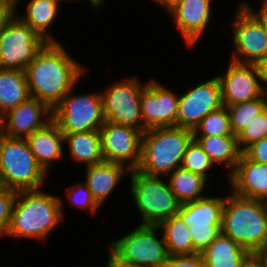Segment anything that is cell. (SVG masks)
Wrapping results in <instances>:
<instances>
[{"label": "cell", "instance_id": "14", "mask_svg": "<svg viewBox=\"0 0 267 267\" xmlns=\"http://www.w3.org/2000/svg\"><path fill=\"white\" fill-rule=\"evenodd\" d=\"M221 106V85L215 75L179 95L176 126L194 130L206 115Z\"/></svg>", "mask_w": 267, "mask_h": 267}, {"label": "cell", "instance_id": "29", "mask_svg": "<svg viewBox=\"0 0 267 267\" xmlns=\"http://www.w3.org/2000/svg\"><path fill=\"white\" fill-rule=\"evenodd\" d=\"M226 108L229 114L232 132L237 136L255 116L267 109V105L263 94L256 99L226 106Z\"/></svg>", "mask_w": 267, "mask_h": 267}, {"label": "cell", "instance_id": "34", "mask_svg": "<svg viewBox=\"0 0 267 267\" xmlns=\"http://www.w3.org/2000/svg\"><path fill=\"white\" fill-rule=\"evenodd\" d=\"M16 197V191L0 186V237H6Z\"/></svg>", "mask_w": 267, "mask_h": 267}, {"label": "cell", "instance_id": "16", "mask_svg": "<svg viewBox=\"0 0 267 267\" xmlns=\"http://www.w3.org/2000/svg\"><path fill=\"white\" fill-rule=\"evenodd\" d=\"M223 106L256 99L264 94L255 64L229 61L228 68L218 76Z\"/></svg>", "mask_w": 267, "mask_h": 267}, {"label": "cell", "instance_id": "10", "mask_svg": "<svg viewBox=\"0 0 267 267\" xmlns=\"http://www.w3.org/2000/svg\"><path fill=\"white\" fill-rule=\"evenodd\" d=\"M225 196H204L183 203L178 215L189 228L194 249L201 253L221 233Z\"/></svg>", "mask_w": 267, "mask_h": 267}, {"label": "cell", "instance_id": "7", "mask_svg": "<svg viewBox=\"0 0 267 267\" xmlns=\"http://www.w3.org/2000/svg\"><path fill=\"white\" fill-rule=\"evenodd\" d=\"M158 225L139 224L131 232L109 244L110 252L119 262L135 267H165L168 252L163 235L157 237Z\"/></svg>", "mask_w": 267, "mask_h": 267}, {"label": "cell", "instance_id": "40", "mask_svg": "<svg viewBox=\"0 0 267 267\" xmlns=\"http://www.w3.org/2000/svg\"><path fill=\"white\" fill-rule=\"evenodd\" d=\"M12 13L13 10L11 8L0 4V30L2 25L10 17Z\"/></svg>", "mask_w": 267, "mask_h": 267}, {"label": "cell", "instance_id": "12", "mask_svg": "<svg viewBox=\"0 0 267 267\" xmlns=\"http://www.w3.org/2000/svg\"><path fill=\"white\" fill-rule=\"evenodd\" d=\"M241 3V4H240ZM239 2L231 22L233 56L231 61L256 64L267 57V33L256 18Z\"/></svg>", "mask_w": 267, "mask_h": 267}, {"label": "cell", "instance_id": "19", "mask_svg": "<svg viewBox=\"0 0 267 267\" xmlns=\"http://www.w3.org/2000/svg\"><path fill=\"white\" fill-rule=\"evenodd\" d=\"M227 177L233 194L247 199L267 200V164L254 162L241 153L235 169Z\"/></svg>", "mask_w": 267, "mask_h": 267}, {"label": "cell", "instance_id": "44", "mask_svg": "<svg viewBox=\"0 0 267 267\" xmlns=\"http://www.w3.org/2000/svg\"><path fill=\"white\" fill-rule=\"evenodd\" d=\"M254 256L260 261L262 267H267V249L255 253Z\"/></svg>", "mask_w": 267, "mask_h": 267}, {"label": "cell", "instance_id": "33", "mask_svg": "<svg viewBox=\"0 0 267 267\" xmlns=\"http://www.w3.org/2000/svg\"><path fill=\"white\" fill-rule=\"evenodd\" d=\"M67 188V202L76 209H87V212L93 215L100 210L101 207L94 200L92 193L84 180L82 182H77L72 186L70 185V187Z\"/></svg>", "mask_w": 267, "mask_h": 267}, {"label": "cell", "instance_id": "5", "mask_svg": "<svg viewBox=\"0 0 267 267\" xmlns=\"http://www.w3.org/2000/svg\"><path fill=\"white\" fill-rule=\"evenodd\" d=\"M47 177L26 138H11L0 133L1 187L16 192L39 190L45 185Z\"/></svg>", "mask_w": 267, "mask_h": 267}, {"label": "cell", "instance_id": "45", "mask_svg": "<svg viewBox=\"0 0 267 267\" xmlns=\"http://www.w3.org/2000/svg\"><path fill=\"white\" fill-rule=\"evenodd\" d=\"M77 1H79V0H77ZM89 2L91 3L92 7L95 10H97V9L101 8L104 5L105 0H89Z\"/></svg>", "mask_w": 267, "mask_h": 267}, {"label": "cell", "instance_id": "46", "mask_svg": "<svg viewBox=\"0 0 267 267\" xmlns=\"http://www.w3.org/2000/svg\"><path fill=\"white\" fill-rule=\"evenodd\" d=\"M264 96H265L266 105H267V89H266V90H264Z\"/></svg>", "mask_w": 267, "mask_h": 267}, {"label": "cell", "instance_id": "38", "mask_svg": "<svg viewBox=\"0 0 267 267\" xmlns=\"http://www.w3.org/2000/svg\"><path fill=\"white\" fill-rule=\"evenodd\" d=\"M255 65L257 67L260 83L264 91L267 89V57L259 60Z\"/></svg>", "mask_w": 267, "mask_h": 267}, {"label": "cell", "instance_id": "27", "mask_svg": "<svg viewBox=\"0 0 267 267\" xmlns=\"http://www.w3.org/2000/svg\"><path fill=\"white\" fill-rule=\"evenodd\" d=\"M167 182L178 201L183 204L204 197L209 183L204 177L183 167L167 175Z\"/></svg>", "mask_w": 267, "mask_h": 267}, {"label": "cell", "instance_id": "25", "mask_svg": "<svg viewBox=\"0 0 267 267\" xmlns=\"http://www.w3.org/2000/svg\"><path fill=\"white\" fill-rule=\"evenodd\" d=\"M215 165H225L229 175L239 162L241 150L237 136H193Z\"/></svg>", "mask_w": 267, "mask_h": 267}, {"label": "cell", "instance_id": "17", "mask_svg": "<svg viewBox=\"0 0 267 267\" xmlns=\"http://www.w3.org/2000/svg\"><path fill=\"white\" fill-rule=\"evenodd\" d=\"M52 120V110L30 97L0 117V133L11 138H27Z\"/></svg>", "mask_w": 267, "mask_h": 267}, {"label": "cell", "instance_id": "37", "mask_svg": "<svg viewBox=\"0 0 267 267\" xmlns=\"http://www.w3.org/2000/svg\"><path fill=\"white\" fill-rule=\"evenodd\" d=\"M242 5L256 18L267 33V0H262L259 10H255L249 3L242 1Z\"/></svg>", "mask_w": 267, "mask_h": 267}, {"label": "cell", "instance_id": "48", "mask_svg": "<svg viewBox=\"0 0 267 267\" xmlns=\"http://www.w3.org/2000/svg\"><path fill=\"white\" fill-rule=\"evenodd\" d=\"M265 207H266V210H267V200L265 201Z\"/></svg>", "mask_w": 267, "mask_h": 267}, {"label": "cell", "instance_id": "31", "mask_svg": "<svg viewBox=\"0 0 267 267\" xmlns=\"http://www.w3.org/2000/svg\"><path fill=\"white\" fill-rule=\"evenodd\" d=\"M181 167L204 177L209 181V172L215 167L209 156L196 140H192L183 156Z\"/></svg>", "mask_w": 267, "mask_h": 267}, {"label": "cell", "instance_id": "20", "mask_svg": "<svg viewBox=\"0 0 267 267\" xmlns=\"http://www.w3.org/2000/svg\"><path fill=\"white\" fill-rule=\"evenodd\" d=\"M26 140L38 164L47 174L50 172L52 163L63 158L66 147L64 135L53 119L44 127L34 131Z\"/></svg>", "mask_w": 267, "mask_h": 267}, {"label": "cell", "instance_id": "21", "mask_svg": "<svg viewBox=\"0 0 267 267\" xmlns=\"http://www.w3.org/2000/svg\"><path fill=\"white\" fill-rule=\"evenodd\" d=\"M85 169L84 182L101 208L121 183L122 178L130 173V170L123 164L106 161L86 166Z\"/></svg>", "mask_w": 267, "mask_h": 267}, {"label": "cell", "instance_id": "8", "mask_svg": "<svg viewBox=\"0 0 267 267\" xmlns=\"http://www.w3.org/2000/svg\"><path fill=\"white\" fill-rule=\"evenodd\" d=\"M74 88L52 110V119L62 133L100 130L105 122L101 93L73 95Z\"/></svg>", "mask_w": 267, "mask_h": 267}, {"label": "cell", "instance_id": "26", "mask_svg": "<svg viewBox=\"0 0 267 267\" xmlns=\"http://www.w3.org/2000/svg\"><path fill=\"white\" fill-rule=\"evenodd\" d=\"M30 97L25 70L0 69V117Z\"/></svg>", "mask_w": 267, "mask_h": 267}, {"label": "cell", "instance_id": "11", "mask_svg": "<svg viewBox=\"0 0 267 267\" xmlns=\"http://www.w3.org/2000/svg\"><path fill=\"white\" fill-rule=\"evenodd\" d=\"M139 80L138 77L120 80L100 93L106 121L132 127L144 133L140 98L146 83L143 84Z\"/></svg>", "mask_w": 267, "mask_h": 267}, {"label": "cell", "instance_id": "32", "mask_svg": "<svg viewBox=\"0 0 267 267\" xmlns=\"http://www.w3.org/2000/svg\"><path fill=\"white\" fill-rule=\"evenodd\" d=\"M265 137H267V109L255 116L237 135V143L243 153L251 144Z\"/></svg>", "mask_w": 267, "mask_h": 267}, {"label": "cell", "instance_id": "39", "mask_svg": "<svg viewBox=\"0 0 267 267\" xmlns=\"http://www.w3.org/2000/svg\"><path fill=\"white\" fill-rule=\"evenodd\" d=\"M154 3H157L159 6H163L162 8L169 12L175 6H177L182 0H152Z\"/></svg>", "mask_w": 267, "mask_h": 267}, {"label": "cell", "instance_id": "3", "mask_svg": "<svg viewBox=\"0 0 267 267\" xmlns=\"http://www.w3.org/2000/svg\"><path fill=\"white\" fill-rule=\"evenodd\" d=\"M225 195L221 233L232 238L251 255L267 249L265 201Z\"/></svg>", "mask_w": 267, "mask_h": 267}, {"label": "cell", "instance_id": "36", "mask_svg": "<svg viewBox=\"0 0 267 267\" xmlns=\"http://www.w3.org/2000/svg\"><path fill=\"white\" fill-rule=\"evenodd\" d=\"M243 153L254 162L267 164V137L254 142Z\"/></svg>", "mask_w": 267, "mask_h": 267}, {"label": "cell", "instance_id": "28", "mask_svg": "<svg viewBox=\"0 0 267 267\" xmlns=\"http://www.w3.org/2000/svg\"><path fill=\"white\" fill-rule=\"evenodd\" d=\"M158 227L162 232L169 256L198 253L194 249L189 228L179 215L161 222Z\"/></svg>", "mask_w": 267, "mask_h": 267}, {"label": "cell", "instance_id": "2", "mask_svg": "<svg viewBox=\"0 0 267 267\" xmlns=\"http://www.w3.org/2000/svg\"><path fill=\"white\" fill-rule=\"evenodd\" d=\"M60 196L42 190L18 191L7 237L48 239L64 219Z\"/></svg>", "mask_w": 267, "mask_h": 267}, {"label": "cell", "instance_id": "47", "mask_svg": "<svg viewBox=\"0 0 267 267\" xmlns=\"http://www.w3.org/2000/svg\"><path fill=\"white\" fill-rule=\"evenodd\" d=\"M58 1H60V2H61V1L65 2V1H70V0H58ZM73 1H77V0H72V2H73Z\"/></svg>", "mask_w": 267, "mask_h": 267}, {"label": "cell", "instance_id": "1", "mask_svg": "<svg viewBox=\"0 0 267 267\" xmlns=\"http://www.w3.org/2000/svg\"><path fill=\"white\" fill-rule=\"evenodd\" d=\"M84 67L65 46L59 42H47L25 69L31 97L53 110L83 78L87 71Z\"/></svg>", "mask_w": 267, "mask_h": 267}, {"label": "cell", "instance_id": "18", "mask_svg": "<svg viewBox=\"0 0 267 267\" xmlns=\"http://www.w3.org/2000/svg\"><path fill=\"white\" fill-rule=\"evenodd\" d=\"M212 2L213 0H182L168 12L187 46L193 47L207 31L212 19Z\"/></svg>", "mask_w": 267, "mask_h": 267}, {"label": "cell", "instance_id": "9", "mask_svg": "<svg viewBox=\"0 0 267 267\" xmlns=\"http://www.w3.org/2000/svg\"><path fill=\"white\" fill-rule=\"evenodd\" d=\"M46 43L12 13L0 30V69L25 70Z\"/></svg>", "mask_w": 267, "mask_h": 267}, {"label": "cell", "instance_id": "24", "mask_svg": "<svg viewBox=\"0 0 267 267\" xmlns=\"http://www.w3.org/2000/svg\"><path fill=\"white\" fill-rule=\"evenodd\" d=\"M72 161L90 166L104 162L100 131L63 133Z\"/></svg>", "mask_w": 267, "mask_h": 267}, {"label": "cell", "instance_id": "4", "mask_svg": "<svg viewBox=\"0 0 267 267\" xmlns=\"http://www.w3.org/2000/svg\"><path fill=\"white\" fill-rule=\"evenodd\" d=\"M193 139V130L177 126L144 131L140 162L135 170L148 176L166 177L181 167Z\"/></svg>", "mask_w": 267, "mask_h": 267}, {"label": "cell", "instance_id": "15", "mask_svg": "<svg viewBox=\"0 0 267 267\" xmlns=\"http://www.w3.org/2000/svg\"><path fill=\"white\" fill-rule=\"evenodd\" d=\"M179 94L160 82L148 79L141 91L140 108L146 130L175 127L178 115Z\"/></svg>", "mask_w": 267, "mask_h": 267}, {"label": "cell", "instance_id": "43", "mask_svg": "<svg viewBox=\"0 0 267 267\" xmlns=\"http://www.w3.org/2000/svg\"><path fill=\"white\" fill-rule=\"evenodd\" d=\"M241 267H262V265L254 255H251Z\"/></svg>", "mask_w": 267, "mask_h": 267}, {"label": "cell", "instance_id": "42", "mask_svg": "<svg viewBox=\"0 0 267 267\" xmlns=\"http://www.w3.org/2000/svg\"><path fill=\"white\" fill-rule=\"evenodd\" d=\"M21 0H0V4L7 6L13 10V13H18V6Z\"/></svg>", "mask_w": 267, "mask_h": 267}, {"label": "cell", "instance_id": "30", "mask_svg": "<svg viewBox=\"0 0 267 267\" xmlns=\"http://www.w3.org/2000/svg\"><path fill=\"white\" fill-rule=\"evenodd\" d=\"M234 135L226 106L210 112L194 128L193 136Z\"/></svg>", "mask_w": 267, "mask_h": 267}, {"label": "cell", "instance_id": "6", "mask_svg": "<svg viewBox=\"0 0 267 267\" xmlns=\"http://www.w3.org/2000/svg\"><path fill=\"white\" fill-rule=\"evenodd\" d=\"M130 193L135 207L140 211L145 225H159L161 222L178 215L181 203L170 189L164 177L144 175L130 170Z\"/></svg>", "mask_w": 267, "mask_h": 267}, {"label": "cell", "instance_id": "22", "mask_svg": "<svg viewBox=\"0 0 267 267\" xmlns=\"http://www.w3.org/2000/svg\"><path fill=\"white\" fill-rule=\"evenodd\" d=\"M201 254L206 267H241L251 256L244 247L222 233Z\"/></svg>", "mask_w": 267, "mask_h": 267}, {"label": "cell", "instance_id": "13", "mask_svg": "<svg viewBox=\"0 0 267 267\" xmlns=\"http://www.w3.org/2000/svg\"><path fill=\"white\" fill-rule=\"evenodd\" d=\"M99 131L104 161L135 170L140 162L143 132L106 120Z\"/></svg>", "mask_w": 267, "mask_h": 267}, {"label": "cell", "instance_id": "35", "mask_svg": "<svg viewBox=\"0 0 267 267\" xmlns=\"http://www.w3.org/2000/svg\"><path fill=\"white\" fill-rule=\"evenodd\" d=\"M165 267H206L201 253L169 256Z\"/></svg>", "mask_w": 267, "mask_h": 267}, {"label": "cell", "instance_id": "23", "mask_svg": "<svg viewBox=\"0 0 267 267\" xmlns=\"http://www.w3.org/2000/svg\"><path fill=\"white\" fill-rule=\"evenodd\" d=\"M60 3L58 0H30L25 13L14 14L46 42H59L49 33V29L59 15Z\"/></svg>", "mask_w": 267, "mask_h": 267}, {"label": "cell", "instance_id": "41", "mask_svg": "<svg viewBox=\"0 0 267 267\" xmlns=\"http://www.w3.org/2000/svg\"><path fill=\"white\" fill-rule=\"evenodd\" d=\"M106 264V267H135L119 262L111 253L109 254L108 262H106Z\"/></svg>", "mask_w": 267, "mask_h": 267}]
</instances>
